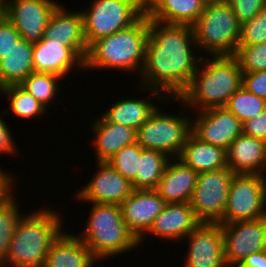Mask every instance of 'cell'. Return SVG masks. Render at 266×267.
Segmentation results:
<instances>
[{"instance_id": "1f68e13d", "label": "cell", "mask_w": 266, "mask_h": 267, "mask_svg": "<svg viewBox=\"0 0 266 267\" xmlns=\"http://www.w3.org/2000/svg\"><path fill=\"white\" fill-rule=\"evenodd\" d=\"M225 107L243 123L254 118L266 108V99L250 93L241 86L228 99Z\"/></svg>"}, {"instance_id": "8d00e7d4", "label": "cell", "mask_w": 266, "mask_h": 267, "mask_svg": "<svg viewBox=\"0 0 266 267\" xmlns=\"http://www.w3.org/2000/svg\"><path fill=\"white\" fill-rule=\"evenodd\" d=\"M21 39L20 34L12 23L5 17H0V60L17 44Z\"/></svg>"}, {"instance_id": "e0dca14e", "label": "cell", "mask_w": 266, "mask_h": 267, "mask_svg": "<svg viewBox=\"0 0 266 267\" xmlns=\"http://www.w3.org/2000/svg\"><path fill=\"white\" fill-rule=\"evenodd\" d=\"M165 205L166 202L155 189H134L120 207L125 224L139 240Z\"/></svg>"}, {"instance_id": "9c48e42d", "label": "cell", "mask_w": 266, "mask_h": 267, "mask_svg": "<svg viewBox=\"0 0 266 267\" xmlns=\"http://www.w3.org/2000/svg\"><path fill=\"white\" fill-rule=\"evenodd\" d=\"M266 216V175L234 174L227 204L218 224L256 220Z\"/></svg>"}, {"instance_id": "d6a6232c", "label": "cell", "mask_w": 266, "mask_h": 267, "mask_svg": "<svg viewBox=\"0 0 266 267\" xmlns=\"http://www.w3.org/2000/svg\"><path fill=\"white\" fill-rule=\"evenodd\" d=\"M142 149V146L136 142L123 147L107 161L132 184L133 189H135V176L138 170Z\"/></svg>"}, {"instance_id": "7c38bea8", "label": "cell", "mask_w": 266, "mask_h": 267, "mask_svg": "<svg viewBox=\"0 0 266 267\" xmlns=\"http://www.w3.org/2000/svg\"><path fill=\"white\" fill-rule=\"evenodd\" d=\"M59 4L56 0H5L4 16L21 38L34 44L43 39L50 16Z\"/></svg>"}, {"instance_id": "d6986e66", "label": "cell", "mask_w": 266, "mask_h": 267, "mask_svg": "<svg viewBox=\"0 0 266 267\" xmlns=\"http://www.w3.org/2000/svg\"><path fill=\"white\" fill-rule=\"evenodd\" d=\"M43 39H54L69 47L83 62L88 44L85 40L83 16L81 11L68 10L59 4L52 12Z\"/></svg>"}, {"instance_id": "ab89813d", "label": "cell", "mask_w": 266, "mask_h": 267, "mask_svg": "<svg viewBox=\"0 0 266 267\" xmlns=\"http://www.w3.org/2000/svg\"><path fill=\"white\" fill-rule=\"evenodd\" d=\"M0 155H11L13 158H15V154L18 155V146H16L15 138H13V135L11 134V130L8 127L4 121L5 118L3 117L4 111L0 112Z\"/></svg>"}, {"instance_id": "44dd1931", "label": "cell", "mask_w": 266, "mask_h": 267, "mask_svg": "<svg viewBox=\"0 0 266 267\" xmlns=\"http://www.w3.org/2000/svg\"><path fill=\"white\" fill-rule=\"evenodd\" d=\"M94 119L89 124L90 133L95 137L92 145L96 150V162H107L123 147L136 143L134 128L109 122L102 114Z\"/></svg>"}, {"instance_id": "4316f807", "label": "cell", "mask_w": 266, "mask_h": 267, "mask_svg": "<svg viewBox=\"0 0 266 267\" xmlns=\"http://www.w3.org/2000/svg\"><path fill=\"white\" fill-rule=\"evenodd\" d=\"M34 44L21 38L0 60V89L20 85L33 72Z\"/></svg>"}, {"instance_id": "603a6c76", "label": "cell", "mask_w": 266, "mask_h": 267, "mask_svg": "<svg viewBox=\"0 0 266 267\" xmlns=\"http://www.w3.org/2000/svg\"><path fill=\"white\" fill-rule=\"evenodd\" d=\"M72 231L63 230L48 250L43 267H94L98 261Z\"/></svg>"}, {"instance_id": "b9f144b4", "label": "cell", "mask_w": 266, "mask_h": 267, "mask_svg": "<svg viewBox=\"0 0 266 267\" xmlns=\"http://www.w3.org/2000/svg\"><path fill=\"white\" fill-rule=\"evenodd\" d=\"M240 264L244 267H266V249L252 253L243 259Z\"/></svg>"}, {"instance_id": "60d3db41", "label": "cell", "mask_w": 266, "mask_h": 267, "mask_svg": "<svg viewBox=\"0 0 266 267\" xmlns=\"http://www.w3.org/2000/svg\"><path fill=\"white\" fill-rule=\"evenodd\" d=\"M16 178H18L16 177V174H9V172H4V169H0V203L5 200L15 189L14 186L18 184L16 181H19Z\"/></svg>"}, {"instance_id": "cb8c5ba5", "label": "cell", "mask_w": 266, "mask_h": 267, "mask_svg": "<svg viewBox=\"0 0 266 267\" xmlns=\"http://www.w3.org/2000/svg\"><path fill=\"white\" fill-rule=\"evenodd\" d=\"M198 172L171 158L155 190L166 203H190Z\"/></svg>"}, {"instance_id": "5bb4252c", "label": "cell", "mask_w": 266, "mask_h": 267, "mask_svg": "<svg viewBox=\"0 0 266 267\" xmlns=\"http://www.w3.org/2000/svg\"><path fill=\"white\" fill-rule=\"evenodd\" d=\"M195 113L194 110L191 132L203 142L228 150L233 140L242 133V123L225 106Z\"/></svg>"}, {"instance_id": "ac0fdd59", "label": "cell", "mask_w": 266, "mask_h": 267, "mask_svg": "<svg viewBox=\"0 0 266 267\" xmlns=\"http://www.w3.org/2000/svg\"><path fill=\"white\" fill-rule=\"evenodd\" d=\"M137 87L138 90H144L145 93L148 94V96L146 97L147 99H145L144 97H126L124 99L120 97V100L111 102V105L107 107V110L105 108L102 115L109 122L122 124L137 130L144 122L149 119L151 114L156 110V108L159 106L157 104L160 100V104L161 102L163 104L164 102H166L168 105L169 101L171 102L174 100V98H167L162 92L158 90L143 86H140L139 89L138 85ZM149 95L151 98L149 97ZM152 99H157L158 103L157 101L153 102Z\"/></svg>"}, {"instance_id": "5b68a950", "label": "cell", "mask_w": 266, "mask_h": 267, "mask_svg": "<svg viewBox=\"0 0 266 267\" xmlns=\"http://www.w3.org/2000/svg\"><path fill=\"white\" fill-rule=\"evenodd\" d=\"M89 204L91 208L85 228L79 232L81 234L76 235L99 263L135 251L139 247V240L125 224L120 205Z\"/></svg>"}, {"instance_id": "484cf974", "label": "cell", "mask_w": 266, "mask_h": 267, "mask_svg": "<svg viewBox=\"0 0 266 267\" xmlns=\"http://www.w3.org/2000/svg\"><path fill=\"white\" fill-rule=\"evenodd\" d=\"M178 159L198 173L228 167L227 150L201 141L192 132L187 137Z\"/></svg>"}, {"instance_id": "30bf717a", "label": "cell", "mask_w": 266, "mask_h": 267, "mask_svg": "<svg viewBox=\"0 0 266 267\" xmlns=\"http://www.w3.org/2000/svg\"><path fill=\"white\" fill-rule=\"evenodd\" d=\"M234 174L228 167L198 174L190 205L201 223L222 219Z\"/></svg>"}, {"instance_id": "836d02e7", "label": "cell", "mask_w": 266, "mask_h": 267, "mask_svg": "<svg viewBox=\"0 0 266 267\" xmlns=\"http://www.w3.org/2000/svg\"><path fill=\"white\" fill-rule=\"evenodd\" d=\"M243 73L266 70V41L260 44L238 46L234 55Z\"/></svg>"}, {"instance_id": "4fadbf2b", "label": "cell", "mask_w": 266, "mask_h": 267, "mask_svg": "<svg viewBox=\"0 0 266 267\" xmlns=\"http://www.w3.org/2000/svg\"><path fill=\"white\" fill-rule=\"evenodd\" d=\"M184 239L181 243L186 241L188 247L182 267H228L221 224L200 223Z\"/></svg>"}, {"instance_id": "f546056e", "label": "cell", "mask_w": 266, "mask_h": 267, "mask_svg": "<svg viewBox=\"0 0 266 267\" xmlns=\"http://www.w3.org/2000/svg\"><path fill=\"white\" fill-rule=\"evenodd\" d=\"M62 80H65V78L63 79L55 74L32 72L20 86L37 99L43 106L49 109L48 107L51 106L53 102L55 103L60 92H64L61 91Z\"/></svg>"}, {"instance_id": "3957f363", "label": "cell", "mask_w": 266, "mask_h": 267, "mask_svg": "<svg viewBox=\"0 0 266 267\" xmlns=\"http://www.w3.org/2000/svg\"><path fill=\"white\" fill-rule=\"evenodd\" d=\"M149 24L144 13L131 26L94 41L89 46L84 71L115 69L139 78L145 63Z\"/></svg>"}, {"instance_id": "52a82bcc", "label": "cell", "mask_w": 266, "mask_h": 267, "mask_svg": "<svg viewBox=\"0 0 266 267\" xmlns=\"http://www.w3.org/2000/svg\"><path fill=\"white\" fill-rule=\"evenodd\" d=\"M174 101H180V108L184 107L185 110L180 109V114L171 111L168 113L159 104L149 119L137 129L136 134V142L142 148L162 152L170 158H178L191 133L192 114L179 98H174Z\"/></svg>"}, {"instance_id": "9a60e30c", "label": "cell", "mask_w": 266, "mask_h": 267, "mask_svg": "<svg viewBox=\"0 0 266 267\" xmlns=\"http://www.w3.org/2000/svg\"><path fill=\"white\" fill-rule=\"evenodd\" d=\"M93 179L75 193V200L85 203L120 205L134 190L126 180L108 162H96Z\"/></svg>"}, {"instance_id": "ee69618b", "label": "cell", "mask_w": 266, "mask_h": 267, "mask_svg": "<svg viewBox=\"0 0 266 267\" xmlns=\"http://www.w3.org/2000/svg\"><path fill=\"white\" fill-rule=\"evenodd\" d=\"M230 267H244V266H242L240 263H236V264H233V265L230 266Z\"/></svg>"}, {"instance_id": "83f0119b", "label": "cell", "mask_w": 266, "mask_h": 267, "mask_svg": "<svg viewBox=\"0 0 266 267\" xmlns=\"http://www.w3.org/2000/svg\"><path fill=\"white\" fill-rule=\"evenodd\" d=\"M0 95L8 98V108L4 110V115L11 112L14 117L31 120L33 118H41L47 115L49 111L30 93L24 90L20 85H9L0 89Z\"/></svg>"}, {"instance_id": "7402d4cb", "label": "cell", "mask_w": 266, "mask_h": 267, "mask_svg": "<svg viewBox=\"0 0 266 267\" xmlns=\"http://www.w3.org/2000/svg\"><path fill=\"white\" fill-rule=\"evenodd\" d=\"M227 165L235 174L266 175V141L241 133L227 150Z\"/></svg>"}, {"instance_id": "7bdbcfd3", "label": "cell", "mask_w": 266, "mask_h": 267, "mask_svg": "<svg viewBox=\"0 0 266 267\" xmlns=\"http://www.w3.org/2000/svg\"><path fill=\"white\" fill-rule=\"evenodd\" d=\"M5 0H0V17L4 16Z\"/></svg>"}, {"instance_id": "e575fe53", "label": "cell", "mask_w": 266, "mask_h": 267, "mask_svg": "<svg viewBox=\"0 0 266 267\" xmlns=\"http://www.w3.org/2000/svg\"><path fill=\"white\" fill-rule=\"evenodd\" d=\"M266 41V8L251 20L241 24L238 46L260 44Z\"/></svg>"}, {"instance_id": "f1b7e54d", "label": "cell", "mask_w": 266, "mask_h": 267, "mask_svg": "<svg viewBox=\"0 0 266 267\" xmlns=\"http://www.w3.org/2000/svg\"><path fill=\"white\" fill-rule=\"evenodd\" d=\"M170 160L167 154L143 148L135 176V189H155Z\"/></svg>"}, {"instance_id": "ffe728a7", "label": "cell", "mask_w": 266, "mask_h": 267, "mask_svg": "<svg viewBox=\"0 0 266 267\" xmlns=\"http://www.w3.org/2000/svg\"><path fill=\"white\" fill-rule=\"evenodd\" d=\"M81 70L84 71V62L58 40L42 39L34 43L33 72L51 73L64 78L70 76L68 74L73 75V71L78 73Z\"/></svg>"}, {"instance_id": "277c9868", "label": "cell", "mask_w": 266, "mask_h": 267, "mask_svg": "<svg viewBox=\"0 0 266 267\" xmlns=\"http://www.w3.org/2000/svg\"><path fill=\"white\" fill-rule=\"evenodd\" d=\"M242 76L234 55L202 56L192 81L179 99L192 112L223 107L242 86Z\"/></svg>"}, {"instance_id": "6da1fadb", "label": "cell", "mask_w": 266, "mask_h": 267, "mask_svg": "<svg viewBox=\"0 0 266 267\" xmlns=\"http://www.w3.org/2000/svg\"><path fill=\"white\" fill-rule=\"evenodd\" d=\"M199 53L192 26L150 20L145 63L137 84L167 98H179L197 71L203 56Z\"/></svg>"}, {"instance_id": "74e56055", "label": "cell", "mask_w": 266, "mask_h": 267, "mask_svg": "<svg viewBox=\"0 0 266 267\" xmlns=\"http://www.w3.org/2000/svg\"><path fill=\"white\" fill-rule=\"evenodd\" d=\"M242 87L250 93L266 99V70L243 73Z\"/></svg>"}, {"instance_id": "7a4b0ae2", "label": "cell", "mask_w": 266, "mask_h": 267, "mask_svg": "<svg viewBox=\"0 0 266 267\" xmlns=\"http://www.w3.org/2000/svg\"><path fill=\"white\" fill-rule=\"evenodd\" d=\"M46 206L26 212L18 221L1 267H43L51 244L66 225L61 211Z\"/></svg>"}, {"instance_id": "2e32d148", "label": "cell", "mask_w": 266, "mask_h": 267, "mask_svg": "<svg viewBox=\"0 0 266 267\" xmlns=\"http://www.w3.org/2000/svg\"><path fill=\"white\" fill-rule=\"evenodd\" d=\"M200 223L190 203H166L165 208L153 220L150 229L139 239V246L142 247L144 239L152 235L160 238V241H180L181 244Z\"/></svg>"}, {"instance_id": "8fae6325", "label": "cell", "mask_w": 266, "mask_h": 267, "mask_svg": "<svg viewBox=\"0 0 266 267\" xmlns=\"http://www.w3.org/2000/svg\"><path fill=\"white\" fill-rule=\"evenodd\" d=\"M224 259L228 267L254 252L266 249V216L256 220L221 224Z\"/></svg>"}, {"instance_id": "d590c367", "label": "cell", "mask_w": 266, "mask_h": 267, "mask_svg": "<svg viewBox=\"0 0 266 267\" xmlns=\"http://www.w3.org/2000/svg\"><path fill=\"white\" fill-rule=\"evenodd\" d=\"M242 24L266 8V0H225Z\"/></svg>"}, {"instance_id": "ba28073f", "label": "cell", "mask_w": 266, "mask_h": 267, "mask_svg": "<svg viewBox=\"0 0 266 267\" xmlns=\"http://www.w3.org/2000/svg\"><path fill=\"white\" fill-rule=\"evenodd\" d=\"M81 10L88 47L96 40L134 24L144 13V0H91Z\"/></svg>"}, {"instance_id": "4dcf8cb0", "label": "cell", "mask_w": 266, "mask_h": 267, "mask_svg": "<svg viewBox=\"0 0 266 267\" xmlns=\"http://www.w3.org/2000/svg\"><path fill=\"white\" fill-rule=\"evenodd\" d=\"M14 191L0 203V267L5 263L16 225L25 214V211L20 207L21 202L19 203L17 199L16 189ZM20 210L23 211V214Z\"/></svg>"}, {"instance_id": "8992f818", "label": "cell", "mask_w": 266, "mask_h": 267, "mask_svg": "<svg viewBox=\"0 0 266 267\" xmlns=\"http://www.w3.org/2000/svg\"><path fill=\"white\" fill-rule=\"evenodd\" d=\"M192 29L200 53L204 51L207 56L235 55L241 23L225 0H209Z\"/></svg>"}, {"instance_id": "d4e9b609", "label": "cell", "mask_w": 266, "mask_h": 267, "mask_svg": "<svg viewBox=\"0 0 266 267\" xmlns=\"http://www.w3.org/2000/svg\"><path fill=\"white\" fill-rule=\"evenodd\" d=\"M209 0H144L149 20L168 25L192 26Z\"/></svg>"}, {"instance_id": "f35d334b", "label": "cell", "mask_w": 266, "mask_h": 267, "mask_svg": "<svg viewBox=\"0 0 266 267\" xmlns=\"http://www.w3.org/2000/svg\"><path fill=\"white\" fill-rule=\"evenodd\" d=\"M242 133L266 141V108L242 123Z\"/></svg>"}]
</instances>
